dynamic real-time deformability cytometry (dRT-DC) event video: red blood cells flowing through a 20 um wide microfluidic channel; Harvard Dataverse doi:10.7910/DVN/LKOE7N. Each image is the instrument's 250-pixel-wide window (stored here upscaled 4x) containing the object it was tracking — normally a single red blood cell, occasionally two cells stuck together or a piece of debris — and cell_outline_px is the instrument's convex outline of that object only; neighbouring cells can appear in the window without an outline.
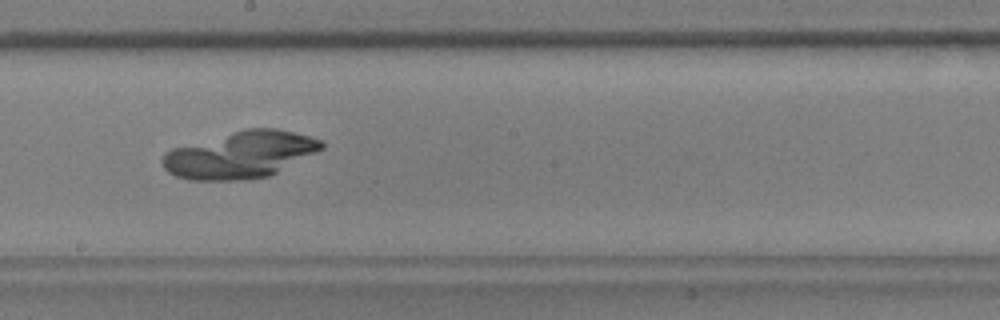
{"species": "common noctule bat (a hibernating species)", "species_latin": "Nyctalus noctula", "temperature_condition": "warm", "stored_images_in_passage": 58, "camera_frame_rate_fps": 3000, "um_per_image_px": 0.085, "animal": {"sex": "male", "body_mass_g": 17.9, "forearm_length_mm": 54.2}, "frame": {"image": 1, "passage_image": 33, "time_ms": 10.667, "image_size_px": [1000, 320], "cell_outline_px": [[320, 144], [316, 148], [268, 172], [256, 176], [188, 176], [176, 172], [168, 164], [196, 152], [268, 132], [280, 132], [300, 136], [312, 140]], "centroid_in_image_um": [20.87, 13.27], "position_along_channel_um": 227.3, "area_um2": 29.25}}
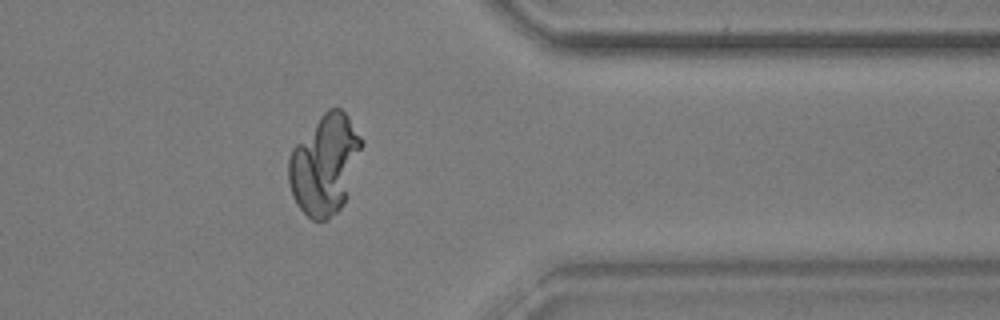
{"frame": {"image": 2, "passage_image": 47, "time_ms": 15.333, "image_size_px": [1000, 320], "cell_outline_px": [[360, 144], [344, 200], [336, 208], [308, 212], [296, 200], [292, 188], [292, 156], [320, 124], [340, 112], [344, 116], [360, 140]], "centroid_in_image_um": [27.63, 14.03], "position_along_channel_um": 383.8, "area_um2": 34.16}}
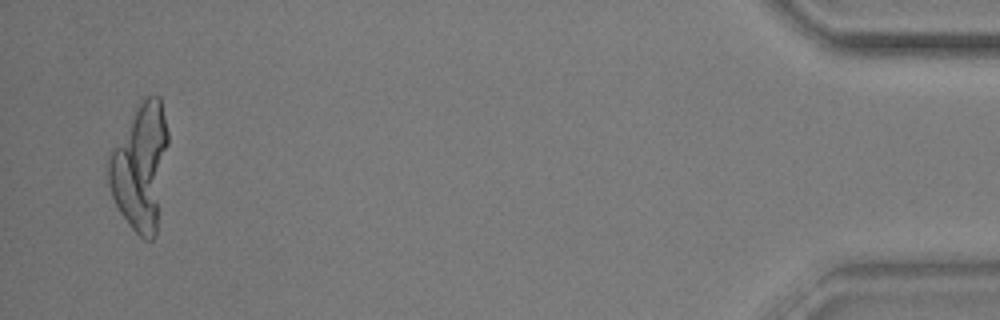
{"frame": {"image": 3, "passage_image": 56, "time_ms": 18.333, "image_size_px": [1000, 320], "cell_outline_px": [[164, 144], [156, 212], [124, 212], [120, 208], [116, 200], [116, 196], [124, 152], [152, 112], [160, 104], [164, 124]], "centroid_in_image_um": [12.13, 14.23], "position_along_channel_um": 423.1, "area_um2": 24.97}}